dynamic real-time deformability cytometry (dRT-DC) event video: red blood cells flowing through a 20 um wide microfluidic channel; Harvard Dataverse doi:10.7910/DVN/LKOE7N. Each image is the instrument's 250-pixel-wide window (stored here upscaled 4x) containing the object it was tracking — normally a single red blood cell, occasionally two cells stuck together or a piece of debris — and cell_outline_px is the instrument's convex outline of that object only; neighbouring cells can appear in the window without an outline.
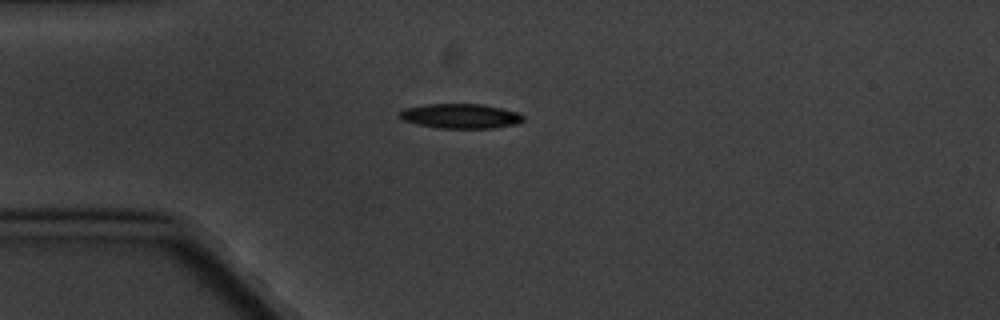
{"species": "common noctule bat (a hibernating species)", "species_latin": "Nyctalus noctula", "temperature_condition": "cold", "stored_images_in_passage": 6, "camera_frame_rate_fps": 3000, "um_per_image_px": 0.085, "animal": {"sex": "male", "body_mass_g": 20.1, "forearm_length_mm": 53.5}, "frame": {"image": 1, "passage_image": 1, "time_ms": 0.0, "image_size_px": [1000, 320], "cell_outline_px": [[524, 120], [516, 124], [492, 128], [436, 128], [416, 124], [404, 120], [396, 116], [396, 112], [404, 108], [428, 104], [484, 104], [516, 112], [524, 116]], "centroid_in_image_um": [39.08, 9.86], "position_along_channel_um": 45.9, "area_um2": 17.92}}
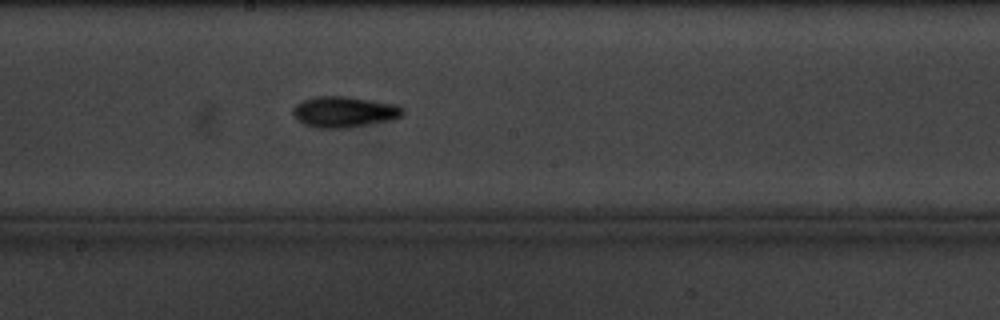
{"frame": {"image": 2, "passage_image": 6, "time_ms": 5.667, "image_size_px": [1000, 320], "cell_outline_px": [[404, 112], [400, 116], [388, 120], [348, 128], [316, 128], [304, 124], [296, 120], [292, 116], [292, 108], [296, 104], [304, 100], [316, 96], [344, 96], [396, 104]], "centroid_in_image_um": [29.16, 9.51], "position_along_channel_um": 219.0, "area_um2": 19.65}}